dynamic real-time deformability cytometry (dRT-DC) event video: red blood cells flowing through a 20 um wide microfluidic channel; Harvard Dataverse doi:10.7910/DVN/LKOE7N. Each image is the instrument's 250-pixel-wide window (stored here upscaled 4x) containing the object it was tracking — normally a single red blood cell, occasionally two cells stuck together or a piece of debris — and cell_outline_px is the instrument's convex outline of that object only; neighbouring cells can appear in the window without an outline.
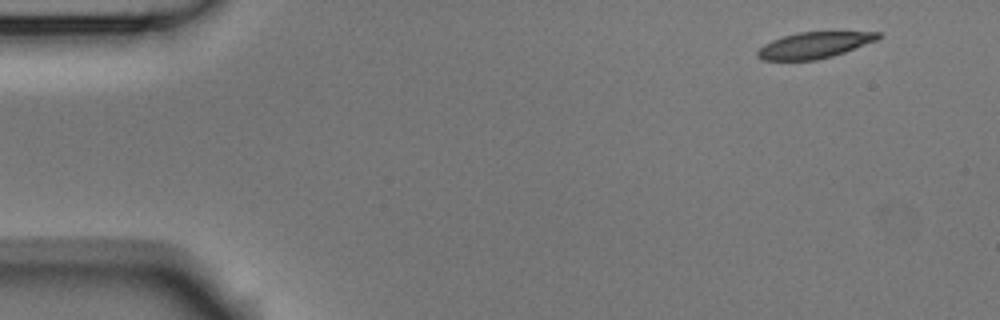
{"species": "Egyptian fruit bat (a non-hibernating species)", "species_latin": "Rousettus aegyptiacus", "temperature_condition": "room temperature", "stored_images_in_passage": 6, "camera_frame_rate_fps": 3000, "um_per_image_px": 0.085, "animal": {"sex": "male"}, "frame": {"image": 1, "passage_image": 6, "time_ms": 1.667, "image_size_px": [1000, 320], "cell_outline_px": [[880, 36], [876, 40], [844, 52], [832, 56], [816, 60], [764, 60], [756, 56], [756, 52], [764, 44], [772, 40], [784, 36], [800, 32], [880, 32]], "centroid_in_image_um": [69.17, 3.84], "position_along_channel_um": 15.8, "area_um2": 18.09}}